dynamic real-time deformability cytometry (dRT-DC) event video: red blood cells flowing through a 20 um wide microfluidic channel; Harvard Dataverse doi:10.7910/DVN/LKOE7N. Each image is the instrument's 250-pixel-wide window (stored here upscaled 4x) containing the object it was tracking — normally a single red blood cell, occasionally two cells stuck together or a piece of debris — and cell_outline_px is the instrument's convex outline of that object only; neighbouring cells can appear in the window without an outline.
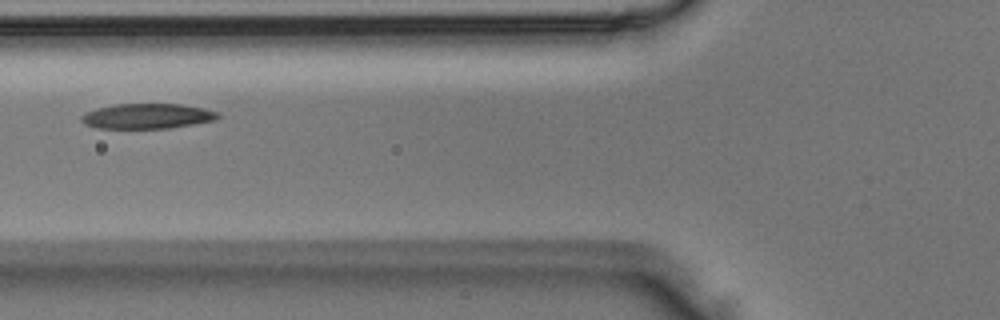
{"species": "Egyptian fruit bat (a non-hibernating species)", "species_latin": "Rousettus aegyptiacus", "temperature_condition": "room temperature", "stored_images_in_passage": 2, "camera_frame_rate_fps": 3000, "um_per_image_px": 0.085, "animal": {"sex": "male"}, "frame": {"image": 1, "passage_image": 2, "time_ms": 0.333, "image_size_px": [1000, 320], "cell_outline_px": [[220, 116], [216, 120], [168, 128], [96, 128], [84, 124], [80, 120], [80, 116], [84, 112], [96, 108], [116, 104], [180, 104], [204, 108], [220, 112]], "centroid_in_image_um": [12.49, 9.87], "position_along_channel_um": 113.3, "area_um2": 20.11}}